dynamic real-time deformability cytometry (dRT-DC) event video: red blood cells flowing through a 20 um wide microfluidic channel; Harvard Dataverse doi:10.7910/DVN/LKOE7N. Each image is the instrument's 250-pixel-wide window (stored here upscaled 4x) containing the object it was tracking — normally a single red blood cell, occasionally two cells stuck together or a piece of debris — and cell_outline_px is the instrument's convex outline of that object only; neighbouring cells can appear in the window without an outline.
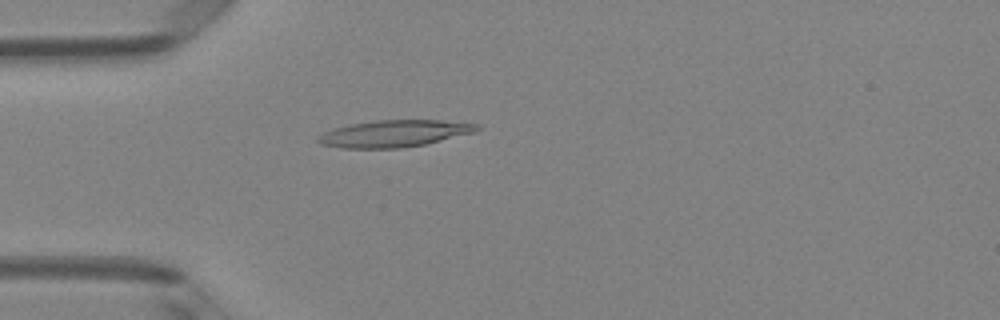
{"species": "Egyptian fruit bat (a non-hibernating species)", "species_latin": "Rousettus aegyptiacus", "temperature_condition": "room temperature", "stored_images_in_passage": 1, "camera_frame_rate_fps": 3000, "um_per_image_px": 0.085, "animal": {"sex": "female"}, "frame": {"image": 1, "passage_image": 1, "time_ms": 0.0, "image_size_px": [1000, 320], "cell_outline_px": [[480, 128], [476, 132], [424, 144], [400, 148], [344, 148], [320, 144], [316, 140], [316, 136], [324, 132], [336, 128], [352, 124], [376, 120], [440, 120], [480, 124]], "centroid_in_image_um": [33.52, 11.35], "position_along_channel_um": 51.5, "area_um2": 24.74}}